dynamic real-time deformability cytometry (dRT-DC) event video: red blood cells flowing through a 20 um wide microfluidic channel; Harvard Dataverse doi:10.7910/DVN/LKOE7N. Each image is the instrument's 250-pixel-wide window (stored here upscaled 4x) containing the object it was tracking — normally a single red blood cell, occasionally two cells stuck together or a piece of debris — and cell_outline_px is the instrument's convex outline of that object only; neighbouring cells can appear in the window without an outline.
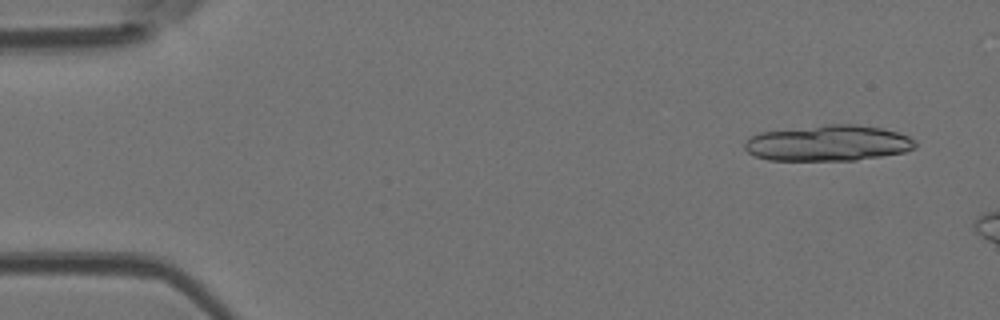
{"species": "Egyptian fruit bat (a non-hibernating species)", "species_latin": "Rousettus aegyptiacus", "temperature_condition": "room temperature", "stored_images_in_passage": 2, "camera_frame_rate_fps": 3000, "um_per_image_px": 0.085, "animal": {"sex": "female"}, "frame": {"image": 1, "passage_image": 1, "time_ms": 0.0, "image_size_px": [1000, 320], "cell_outline_px": [[916, 148], [904, 152], [856, 160], [768, 160], [756, 156], [748, 152], [744, 148], [744, 144], [752, 136], [760, 132], [828, 124], [856, 124], [884, 128], [908, 136], [916, 140]], "centroid_in_image_um": [70.42, 12.16], "position_along_channel_um": 14.6, "area_um2": 35.6}}